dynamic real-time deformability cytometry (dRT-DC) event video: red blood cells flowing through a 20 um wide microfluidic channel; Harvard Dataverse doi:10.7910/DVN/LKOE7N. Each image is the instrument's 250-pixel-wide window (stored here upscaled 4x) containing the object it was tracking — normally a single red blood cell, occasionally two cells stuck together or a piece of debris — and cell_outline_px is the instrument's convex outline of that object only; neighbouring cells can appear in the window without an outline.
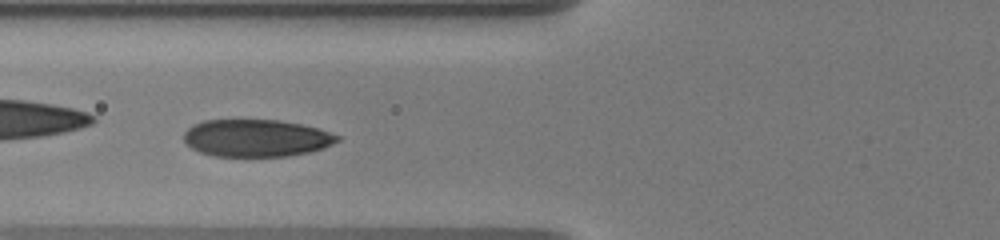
{"species": "human", "species_latin": "Homo sapiens", "temperature_condition": "warm", "stored_images_in_passage": 48, "camera_frame_rate_fps": 3000, "um_per_image_px": 0.085, "donor": {"sex": "male"}, "frame": {"image": 1, "passage_image": 14, "time_ms": 4.333, "image_size_px": [1000, 240], "cell_outline_px": [[340, 140], [324, 148], [308, 152], [288, 156], [212, 156], [200, 152], [192, 148], [184, 140], [184, 132], [192, 124], [204, 120], [280, 120], [300, 124], [316, 128], [340, 136]], "centroid_in_image_um": [21.76, 11.73], "position_along_channel_um": 104.0, "area_um2": 33.29}}
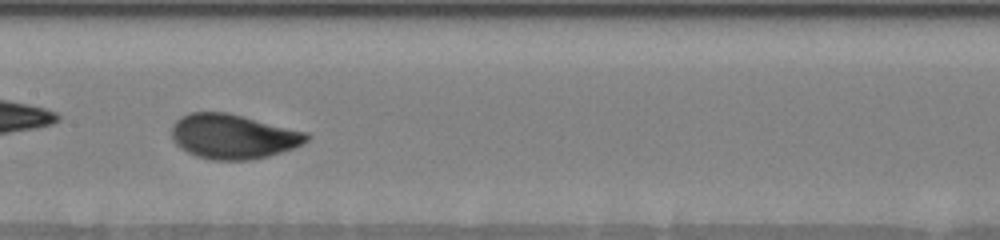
{"frame": {"image": 2, "passage_image": 21, "time_ms": 6.667, "image_size_px": [1000, 240], "cell_outline_px": [[312, 136], [308, 140], [292, 148], [268, 156], [248, 160], [212, 160], [196, 156], [180, 148], [176, 144], [172, 136], [172, 124], [180, 116], [192, 112], [228, 112], [308, 132]], "centroid_in_image_um": [19.81, 11.59], "position_along_channel_um": 187.6, "area_um2": 35.2}}
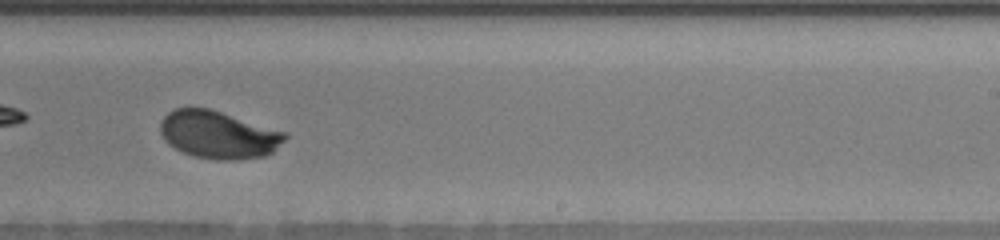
{"frame": {"image": 3, "passage_image": 28, "time_ms": 9.0, "image_size_px": [1000, 240], "cell_outline_px": [[288, 136], [272, 152], [264, 156], [236, 160], [216, 160], [196, 156], [184, 152], [168, 144], [164, 140], [160, 132], [160, 124], [164, 116], [168, 112], [176, 108], [208, 108], [288, 132]], "centroid_in_image_um": [18.57, 11.45], "position_along_channel_um": 270.4, "area_um2": 34.51}, "authors_computed_cell_mechanics": {"area_um2": 34.3621, "velocity_mm_per_s": 3.569, "shape_relaxation_time_tau1_ms": 2.6361, "shape_relaxation_time_tau2_ms": null, "deformation_change_tau1": 0.1608, "deformation_change_tau2": null}}